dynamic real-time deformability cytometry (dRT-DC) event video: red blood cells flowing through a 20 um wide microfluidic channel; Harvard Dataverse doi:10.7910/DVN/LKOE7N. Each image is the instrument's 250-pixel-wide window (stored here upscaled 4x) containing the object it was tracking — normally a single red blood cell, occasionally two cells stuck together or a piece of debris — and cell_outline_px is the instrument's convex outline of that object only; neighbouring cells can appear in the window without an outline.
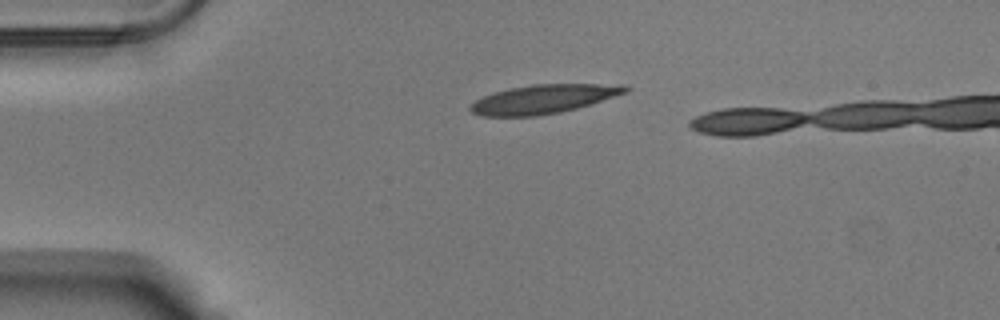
{"species": "Egyptian fruit bat (a non-hibernating species)", "species_latin": "Rousettus aegyptiacus", "temperature_condition": "warm", "stored_images_in_passage": 3, "segment_of_instrument_passage": [1, 2], "camera_frame_rate_fps": 3000, "um_per_image_px": 0.085, "animal": {"sex": "male"}, "frame": {"image": 1, "passage_image": 1, "time_ms": 0.0, "image_size_px": [1000, 320], "cell_outline_px": [[624, 88], [620, 92], [584, 104], [568, 108], [548, 112], [516, 116], [500, 116], [476, 112], [472, 108], [480, 100], [488, 96], [500, 92], [520, 88], [556, 84], [584, 84]], "centroid_in_image_um": [46.07, 8.42], "position_along_channel_um": 38.9, "area_um2": 21.91}}